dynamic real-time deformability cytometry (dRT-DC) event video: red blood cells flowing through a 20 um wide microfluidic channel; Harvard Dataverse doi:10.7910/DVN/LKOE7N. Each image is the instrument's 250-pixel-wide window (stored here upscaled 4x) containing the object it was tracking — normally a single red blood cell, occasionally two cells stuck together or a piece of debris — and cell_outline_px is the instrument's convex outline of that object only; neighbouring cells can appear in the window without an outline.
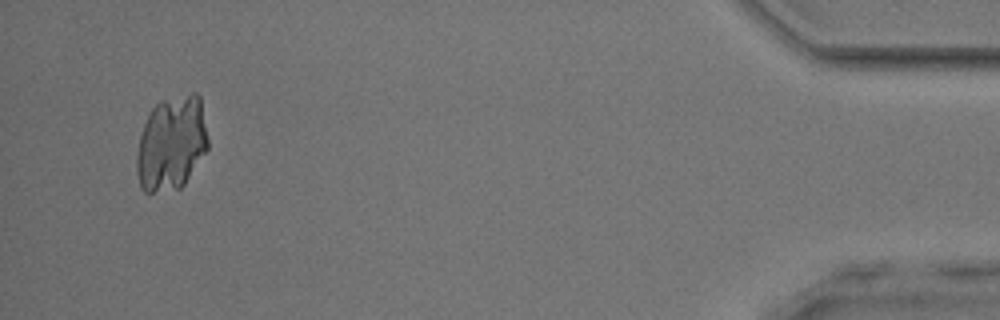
{"species": "common noctule bat (a hibernating species)", "species_latin": "Nyctalus noctula", "temperature_condition": "room temperature", "stored_images_in_passage": 38, "camera_frame_rate_fps": 3000, "um_per_image_px": 0.085, "animal": {"sex": "male", "body_mass_g": 17.9, "forearm_length_mm": 54.2}, "frame": {"image": 1, "passage_image": 36, "time_ms": 11.667, "image_size_px": [1000, 320], "cell_outline_px": [[208, 148], [184, 184], [180, 188], [152, 192], [144, 192], [140, 188], [136, 172], [136, 156], [140, 136], [144, 124], [152, 108], [160, 100], [192, 92], [196, 92], [200, 96], [208, 140]], "centroid_in_image_um": [14.56, 12.17], "position_along_channel_um": 420.6, "area_um2": 39.3}}